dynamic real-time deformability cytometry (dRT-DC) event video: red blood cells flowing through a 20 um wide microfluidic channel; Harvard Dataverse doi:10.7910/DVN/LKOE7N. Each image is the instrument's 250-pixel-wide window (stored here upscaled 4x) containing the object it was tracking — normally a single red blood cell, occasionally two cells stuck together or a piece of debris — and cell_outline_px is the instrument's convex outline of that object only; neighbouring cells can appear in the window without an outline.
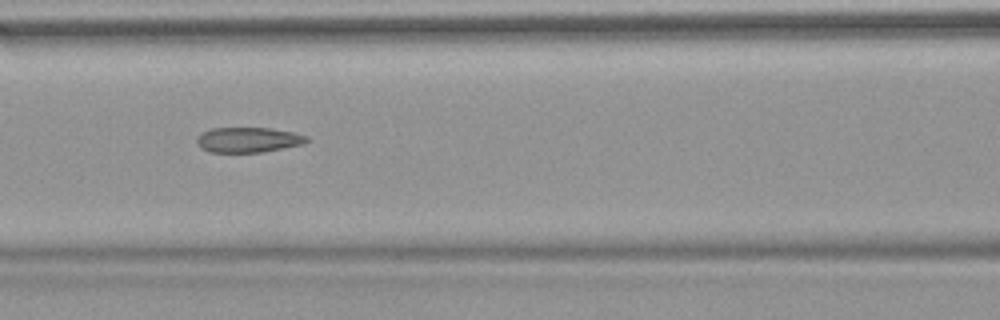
{"species": "common noctule bat (a hibernating species)", "species_latin": "Nyctalus noctula", "temperature_condition": "warm", "stored_images_in_passage": 53, "camera_frame_rate_fps": 3000, "um_per_image_px": 0.085, "animal": {"sex": "female", "body_mass_g": 18.4}, "frame": {"image": 1, "passage_image": 23, "time_ms": 7.333, "image_size_px": [1000, 320], "cell_outline_px": [[308, 140], [304, 144], [284, 148], [260, 152], [208, 152], [200, 148], [196, 140], [196, 136], [200, 132], [212, 128], [268, 128], [292, 132], [308, 136]], "centroid_in_image_um": [21.05, 11.88], "position_along_channel_um": 145.5, "area_um2": 16.18}, "authors_computed_cell_mechanics": {"area_um2": 17.2822, "velocity_mm_per_s": 3.8345, "shape_relaxation_time_tau1_ms": null, "shape_relaxation_time_tau2_ms": 2.0446, "deformation_change_tau1": null, "deformation_change_tau2": 0.0978}}